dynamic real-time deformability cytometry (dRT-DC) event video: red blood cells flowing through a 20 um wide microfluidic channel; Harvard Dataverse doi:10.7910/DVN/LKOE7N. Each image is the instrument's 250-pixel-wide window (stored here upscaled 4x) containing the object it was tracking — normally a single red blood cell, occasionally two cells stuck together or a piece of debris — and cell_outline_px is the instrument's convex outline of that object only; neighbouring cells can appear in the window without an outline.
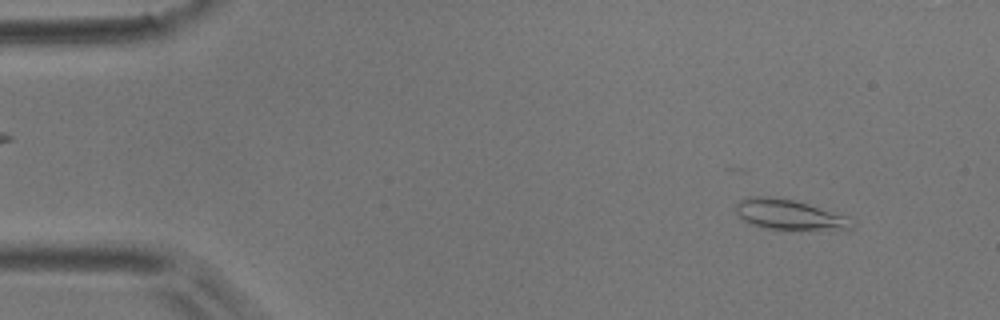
{"species": "common noctule bat (a hibernating species)", "species_latin": "Nyctalus noctula", "temperature_condition": "room temperature", "stored_images_in_passage": 5, "camera_frame_rate_fps": 3000, "um_per_image_px": 0.085, "animal": {"sex": "male", "body_mass_g": 17.9}, "frame": {"image": 1, "passage_image": 1, "time_ms": 0.0, "image_size_px": [1000, 320], "cell_outline_px": [[852, 228], [848, 232], [768, 228], [752, 224], [744, 220], [736, 212], [736, 204], [740, 200], [748, 196], [768, 196], [792, 200], [808, 204], [848, 216], [852, 224]], "centroid_in_image_um": [67.18, 18.27], "position_along_channel_um": 17.8, "area_um2": 20.69}}
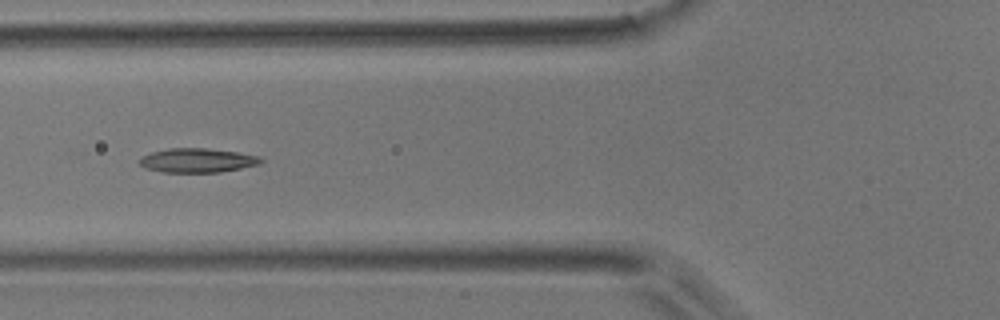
{"frame": {"image": 2, "passage_image": 5, "time_ms": 5.0, "image_size_px": [1000, 320], "cell_outline_px": [[264, 160], [260, 164], [220, 172], [164, 172], [144, 168], [140, 164], [140, 156], [152, 152], [168, 148], [204, 148], [236, 152], [260, 156]], "centroid_in_image_um": [16.76, 13.63], "position_along_channel_um": 109.0, "area_um2": 17.05}}